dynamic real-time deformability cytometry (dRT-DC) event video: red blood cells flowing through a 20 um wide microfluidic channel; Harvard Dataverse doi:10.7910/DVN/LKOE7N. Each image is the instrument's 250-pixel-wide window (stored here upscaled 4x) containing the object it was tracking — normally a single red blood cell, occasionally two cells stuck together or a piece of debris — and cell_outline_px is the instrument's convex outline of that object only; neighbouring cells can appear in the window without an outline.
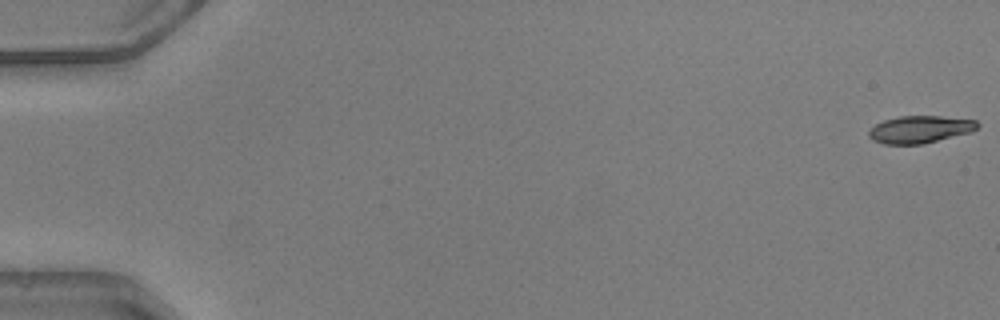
{"species": "common noctule bat (a hibernating species)", "species_latin": "Nyctalus noctula", "temperature_condition": "warm", "stored_images_in_passage": 8, "camera_frame_rate_fps": 3000, "um_per_image_px": 0.085, "animal": {"sex": "male", "body_mass_g": 20.5, "forearm_length_mm": 52.5}, "frame": {"image": 1, "passage_image": 1, "time_ms": 0.0, "image_size_px": [1000, 320], "cell_outline_px": [[980, 124], [972, 132], [924, 144], [884, 144], [872, 140], [868, 136], [868, 132], [876, 124], [884, 120], [900, 116], [940, 116], [976, 120]], "centroid_in_image_um": [78.21, 11.0], "position_along_channel_um": 6.8, "area_um2": 17.34}}